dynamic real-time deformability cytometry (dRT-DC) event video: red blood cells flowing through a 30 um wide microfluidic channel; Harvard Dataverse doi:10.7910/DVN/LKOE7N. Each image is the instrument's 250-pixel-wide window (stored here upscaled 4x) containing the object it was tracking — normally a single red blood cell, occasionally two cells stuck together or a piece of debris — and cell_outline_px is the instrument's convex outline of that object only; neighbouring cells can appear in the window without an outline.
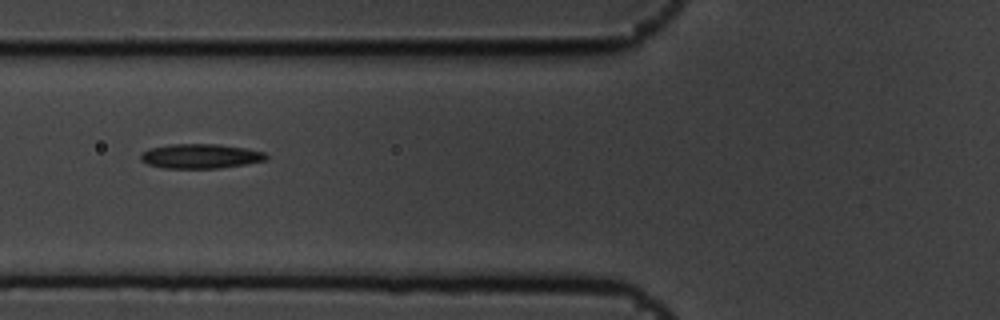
{"species": "common noctule bat (a hibernating species)", "species_latin": "Nyctalus noctula", "temperature_condition": "cold", "stored_images_in_passage": 7, "camera_frame_rate_fps": 3000, "um_per_image_px": 0.085, "animal": {"sex": "male", "body_mass_g": 19.5, "forearm_length_mm": 54.6}, "frame": {"image": 1, "passage_image": 3, "time_ms": 0.667, "image_size_px": [1000, 320], "cell_outline_px": [[268, 160], [220, 168], [164, 168], [148, 164], [140, 160], [140, 152], [148, 148], [168, 144], [220, 144], [248, 148], [264, 152], [268, 156]], "centroid_in_image_um": [17.03, 13.26], "position_along_channel_um": 108.8, "area_um2": 18.21}}
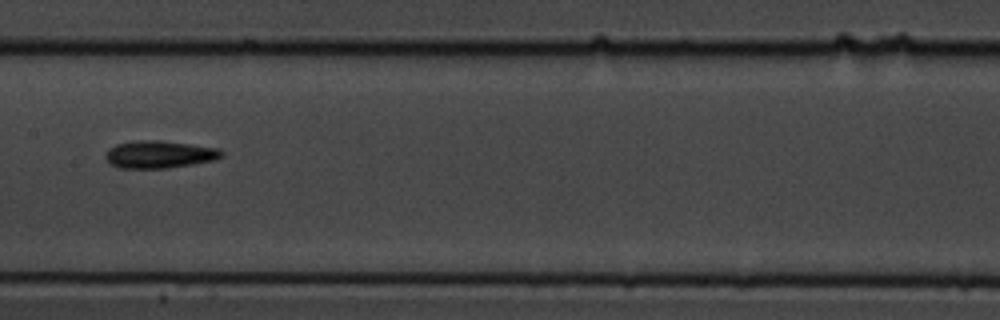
{"frame": {"image": 2, "passage_image": 5, "time_ms": 1.333, "image_size_px": [1000, 320], "cell_outline_px": [[224, 156], [216, 160], [168, 168], [116, 168], [104, 156], [108, 148], [116, 144], [140, 140], [160, 140], [220, 148], [224, 152]], "centroid_in_image_um": [13.58, 13.12], "position_along_channel_um": 193.8, "area_um2": 18.73}}
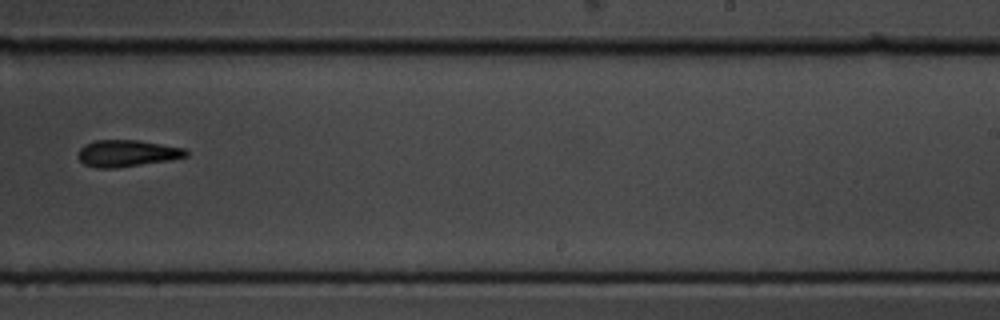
{"frame": {"image": 3, "passage_image": 7, "time_ms": 2.0, "image_size_px": [1000, 320], "cell_outline_px": [[188, 156], [168, 160], [116, 168], [96, 168], [84, 164], [76, 156], [80, 148], [84, 144], [96, 140], [140, 140], [184, 148], [188, 152]], "centroid_in_image_um": [10.76, 13.03], "position_along_channel_um": 278.2, "area_um2": 16.82}}